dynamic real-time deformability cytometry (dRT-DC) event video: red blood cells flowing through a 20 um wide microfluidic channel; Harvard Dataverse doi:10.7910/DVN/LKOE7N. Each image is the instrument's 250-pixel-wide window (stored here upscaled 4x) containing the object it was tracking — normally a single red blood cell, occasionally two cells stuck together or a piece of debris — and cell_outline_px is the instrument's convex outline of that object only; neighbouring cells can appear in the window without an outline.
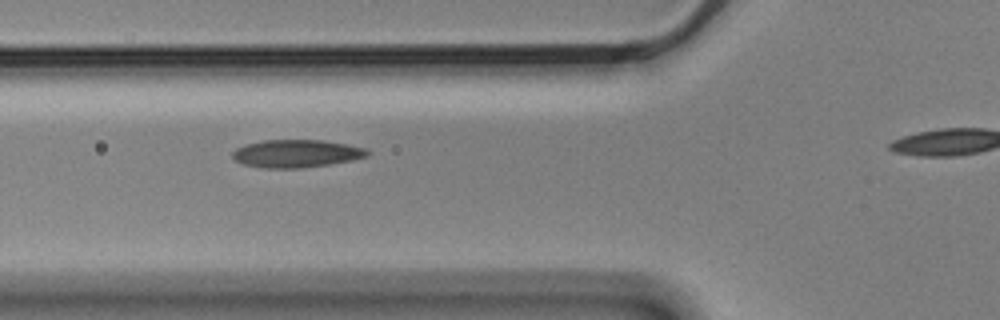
{"species": "Egyptian fruit bat (a non-hibernating species)", "species_latin": "Rousettus aegyptiacus", "temperature_condition": "cold", "stored_images_in_passage": 9, "camera_frame_rate_fps": 3000, "um_per_image_px": 0.085, "animal": {"sex": "male"}, "frame": {"image": 1, "passage_image": 3, "time_ms": 0.667, "image_size_px": [1000, 320], "cell_outline_px": [[372, 152], [368, 156], [352, 160], [328, 164], [300, 168], [264, 168], [244, 164], [236, 160], [232, 156], [232, 152], [236, 148], [248, 144], [264, 140], [324, 140], [348, 144], [364, 148]], "centroid_in_image_um": [25.23, 13.05], "position_along_channel_um": 100.6, "area_um2": 21.73}}
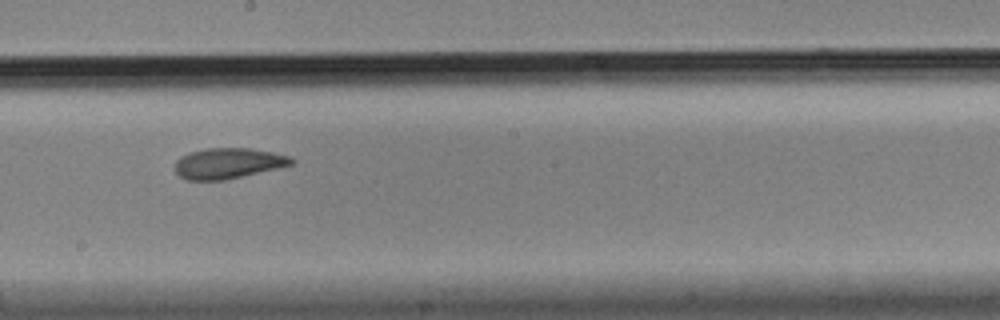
{"frame": {"image": 2, "passage_image": 6, "time_ms": 1.667, "image_size_px": [1000, 320], "cell_outline_px": [[296, 160], [292, 164], [276, 168], [224, 180], [184, 180], [176, 172], [176, 160], [180, 156], [188, 152], [204, 148], [248, 148], [272, 152], [292, 156]], "centroid_in_image_um": [19.37, 13.87], "position_along_channel_um": 228.8, "area_um2": 20.75}}
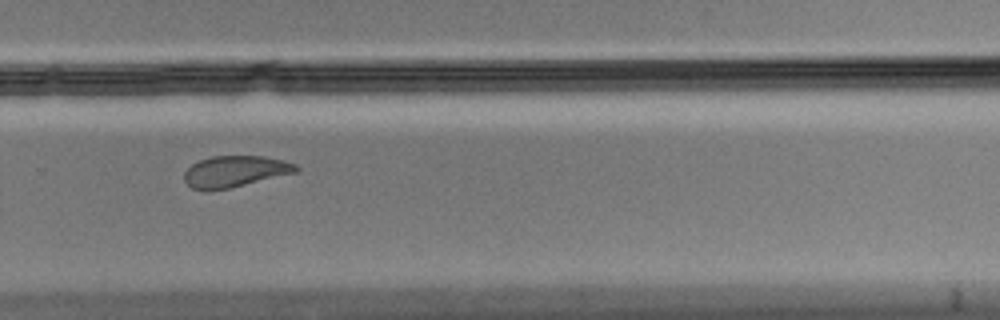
{"frame": {"image": 3, "passage_image": 8, "time_ms": 2.333, "image_size_px": [1000, 320], "cell_outline_px": [[300, 168], [296, 172], [228, 188], [192, 188], [184, 180], [184, 172], [192, 164], [200, 160], [212, 156], [264, 156], [284, 160], [296, 164]], "centroid_in_image_um": [20.01, 14.53], "position_along_channel_um": 309.8, "area_um2": 19.83}}